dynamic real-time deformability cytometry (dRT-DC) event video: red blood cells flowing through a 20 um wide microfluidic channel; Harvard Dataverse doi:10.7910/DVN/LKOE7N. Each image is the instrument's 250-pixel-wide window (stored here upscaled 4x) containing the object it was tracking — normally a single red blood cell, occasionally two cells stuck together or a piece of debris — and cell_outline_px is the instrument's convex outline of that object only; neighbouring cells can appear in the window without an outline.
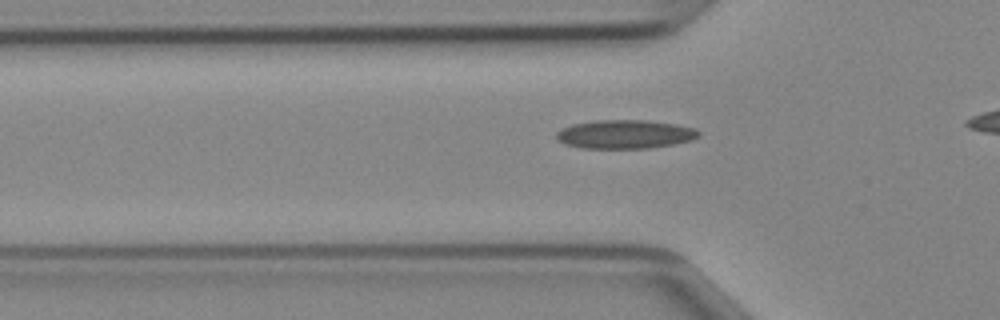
{"species": "Egyptian fruit bat (a non-hibernating species)", "species_latin": "Rousettus aegyptiacus", "temperature_condition": "cold", "stored_images_in_passage": 25, "camera_frame_rate_fps": 3000, "um_per_image_px": 0.085, "animal": {"sex": "female"}, "frame": {"image": 1, "passage_image": 8, "time_ms": 2.333, "image_size_px": [1000, 320], "cell_outline_px": [[700, 136], [692, 140], [672, 144], [648, 148], [580, 148], [564, 144], [556, 140], [556, 132], [560, 128], [572, 124], [596, 120], [644, 120], [676, 124], [696, 128], [700, 132]], "centroid_in_image_um": [53.09, 11.41], "position_along_channel_um": 72.7, "area_um2": 23.99}}